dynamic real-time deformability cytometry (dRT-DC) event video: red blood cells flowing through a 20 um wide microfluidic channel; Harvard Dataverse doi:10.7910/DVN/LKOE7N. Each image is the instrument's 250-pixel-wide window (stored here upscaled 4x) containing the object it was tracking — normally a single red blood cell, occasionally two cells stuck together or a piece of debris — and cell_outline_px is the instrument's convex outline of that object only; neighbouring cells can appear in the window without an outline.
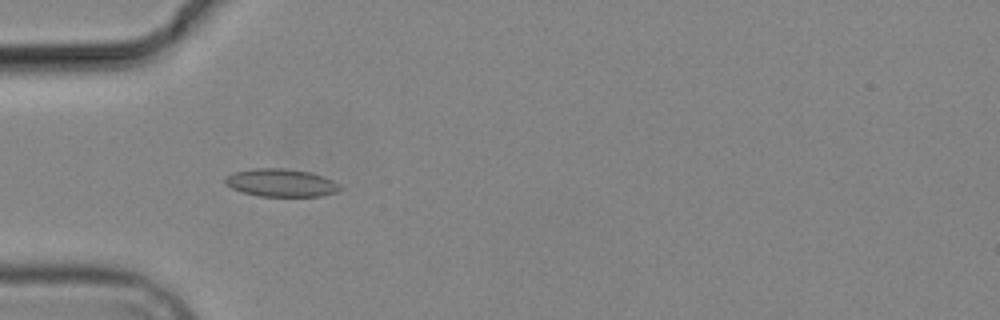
{"species": "common noctule bat (a hibernating species)", "species_latin": "Nyctalus noctula", "temperature_condition": "cold", "stored_images_in_passage": 8, "camera_frame_rate_fps": 3000, "um_per_image_px": 0.085, "animal": {"sex": "male", "body_mass_g": 19.2, "forearm_length_mm": 51.8}, "frame": {"image": 1, "passage_image": 5, "time_ms": 4.667, "image_size_px": [1000, 320], "cell_outline_px": [[344, 188], [336, 192], [320, 196], [260, 196], [244, 192], [232, 188], [224, 184], [224, 176], [236, 172], [252, 168], [284, 168], [312, 172], [324, 176], [340, 184]], "centroid_in_image_um": [23.91, 15.53], "position_along_channel_um": 61.1, "area_um2": 18.79}}
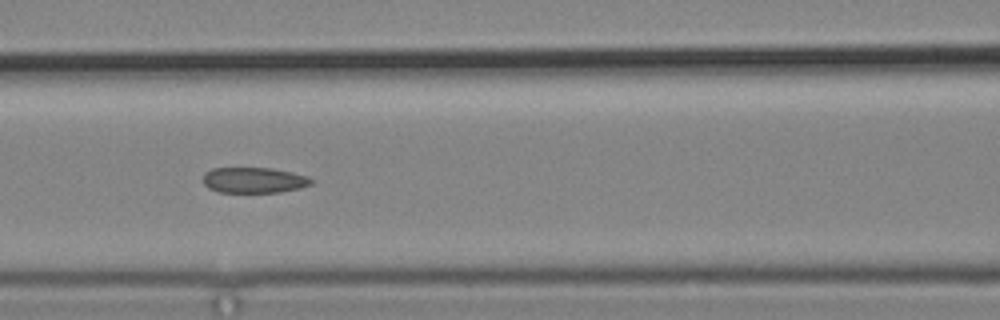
{"frame": {"image": 2, "passage_image": 7, "time_ms": 7.0, "image_size_px": [1000, 320], "cell_outline_px": [[316, 180], [312, 184], [300, 188], [280, 192], [220, 192], [208, 188], [204, 184], [204, 172], [212, 168], [272, 168], [292, 172], [308, 176]], "centroid_in_image_um": [21.62, 15.31], "position_along_channel_um": 145.0, "area_um2": 16.3}}
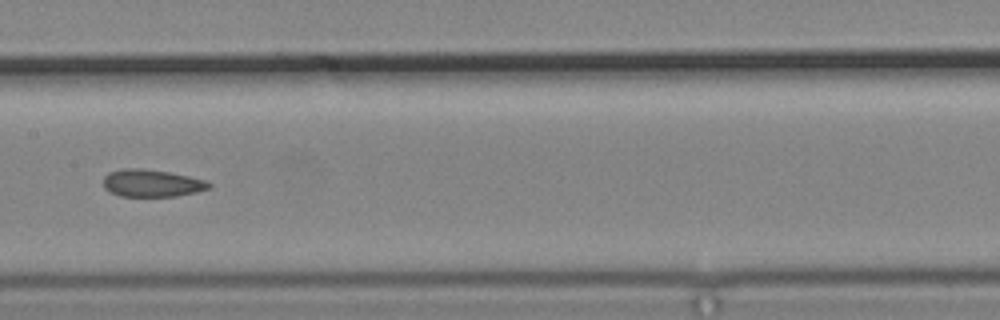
{"frame": {"image": 3, "passage_image": 8, "time_ms": 8.333, "image_size_px": [1000, 320], "cell_outline_px": [[212, 184], [208, 188], [196, 192], [176, 196], [120, 196], [104, 188], [104, 176], [108, 172], [120, 168], [140, 168], [168, 172], [188, 176], [204, 180]], "centroid_in_image_um": [12.86, 15.56], "position_along_channel_um": 194.5, "area_um2": 16.7}}